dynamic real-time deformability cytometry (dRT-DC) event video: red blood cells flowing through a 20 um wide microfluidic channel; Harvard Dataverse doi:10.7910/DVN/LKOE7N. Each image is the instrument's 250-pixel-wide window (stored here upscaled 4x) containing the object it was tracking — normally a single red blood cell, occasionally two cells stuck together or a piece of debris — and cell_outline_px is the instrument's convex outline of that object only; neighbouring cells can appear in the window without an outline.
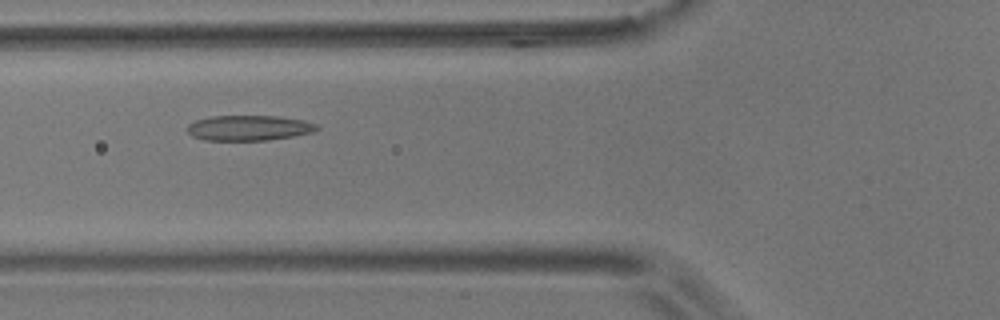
{"species": "common noctule bat (a hibernating species)", "species_latin": "Nyctalus noctula", "temperature_condition": "room temperature", "stored_images_in_passage": 43, "camera_frame_rate_fps": 3000, "um_per_image_px": 0.085, "animal": {"sex": "male", "body_mass_g": 17.9}, "frame": {"image": 1, "passage_image": 8, "time_ms": 2.333, "image_size_px": [1000, 320], "cell_outline_px": [[320, 128], [312, 132], [292, 136], [268, 140], [204, 140], [192, 136], [188, 132], [188, 124], [196, 120], [212, 116], [276, 116], [304, 120], [316, 124]], "centroid_in_image_um": [21.15, 10.87], "position_along_channel_um": 104.7, "area_um2": 18.96}}
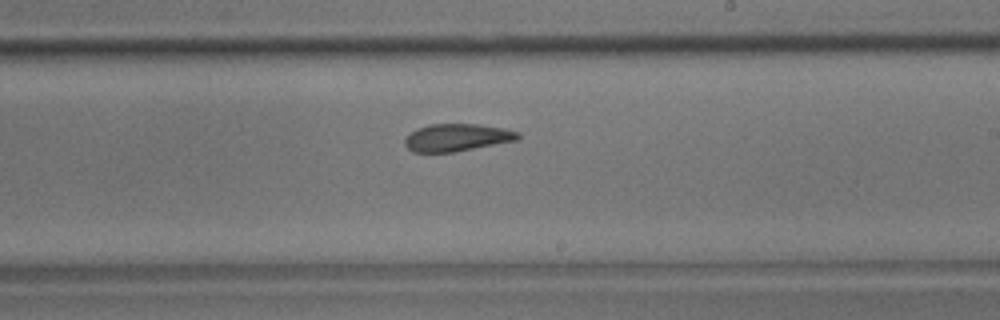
{"frame": {"image": 2, "passage_image": 20, "time_ms": 6.333, "image_size_px": [1000, 320], "cell_outline_px": [[520, 136], [516, 140], [452, 152], [412, 152], [404, 144], [404, 140], [412, 132], [428, 124], [476, 124], [500, 128], [520, 132]], "centroid_in_image_um": [38.81, 11.69], "position_along_channel_um": 250.2, "area_um2": 17.69}}
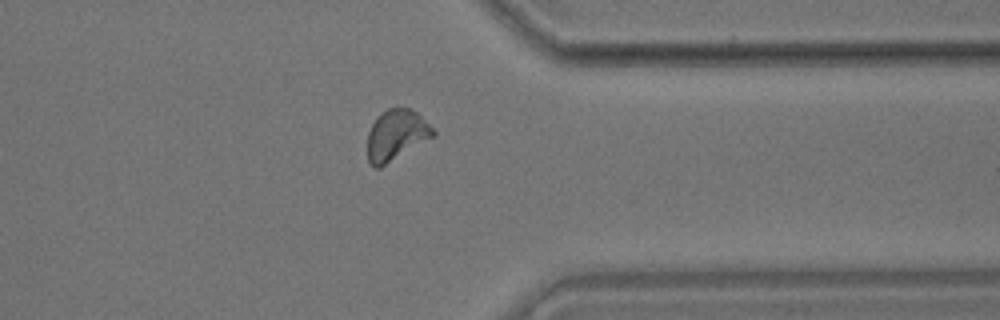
{"frame": {"image": 3, "passage_image": 31, "time_ms": 10.0, "image_size_px": [1000, 320], "cell_outline_px": [[436, 136], [380, 168], [376, 168], [368, 160], [368, 132], [376, 116], [388, 108], [408, 108], [416, 112], [436, 132]], "centroid_in_image_um": [33.68, 11.49], "position_along_channel_um": 377.7, "area_um2": 19.36}, "authors_computed_cell_mechanics": {"area_um2": 18.5538, "velocity_mm_per_s": 3.6364, "shape_relaxation_time_tau1_ms": null, "shape_relaxation_time_tau2_ms": 2.8762, "deformation_change_tau1": null, "deformation_change_tau2": 0.0896}}